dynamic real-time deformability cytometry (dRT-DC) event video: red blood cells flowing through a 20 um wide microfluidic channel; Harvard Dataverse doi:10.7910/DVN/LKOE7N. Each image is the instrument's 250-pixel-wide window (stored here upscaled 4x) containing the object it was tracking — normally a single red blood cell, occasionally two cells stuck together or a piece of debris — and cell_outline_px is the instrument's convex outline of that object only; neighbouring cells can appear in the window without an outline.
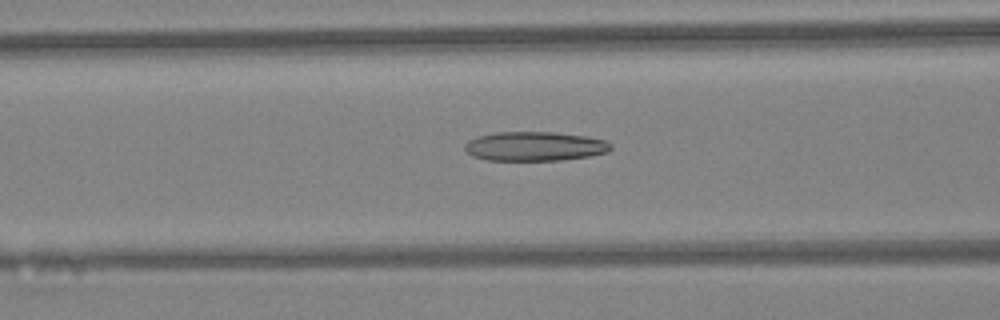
{"species": "Egyptian fruit bat (a non-hibernating species)", "species_latin": "Rousettus aegyptiacus", "temperature_condition": "warm", "stored_images_in_passage": 32, "camera_frame_rate_fps": 3000, "um_per_image_px": 0.085, "animal": {"sex": "female"}, "frame": {"image": 1, "passage_image": 10, "time_ms": 3.0, "image_size_px": [1000, 320], "cell_outline_px": [[612, 148], [608, 152], [588, 156], [560, 160], [488, 160], [472, 156], [464, 148], [464, 144], [468, 140], [476, 136], [496, 132], [556, 132], [588, 136], [608, 140], [612, 144]], "centroid_in_image_um": [45.47, 12.42], "position_along_channel_um": 121.1, "area_um2": 25.14}}
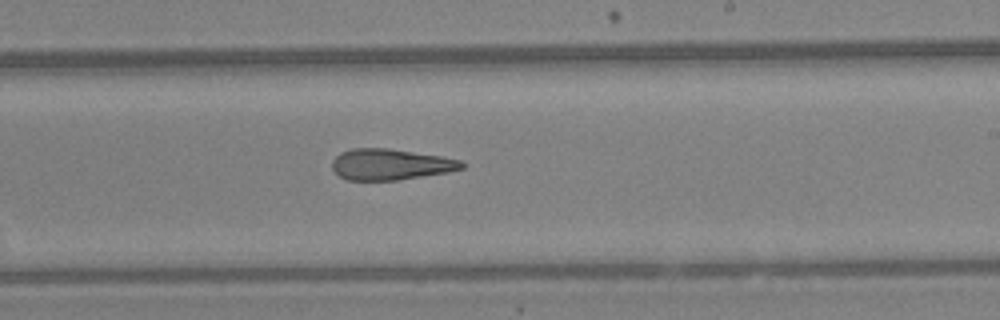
{"frame": {"image": 2, "passage_image": 19, "time_ms": 6.0, "image_size_px": [1000, 320], "cell_outline_px": [[464, 168], [448, 172], [396, 180], [348, 180], [340, 176], [332, 168], [332, 160], [340, 152], [352, 148], [388, 148], [440, 156], [460, 160], [464, 164]], "centroid_in_image_um": [33.17, 13.97], "position_along_channel_um": 255.8, "area_um2": 23.29}}
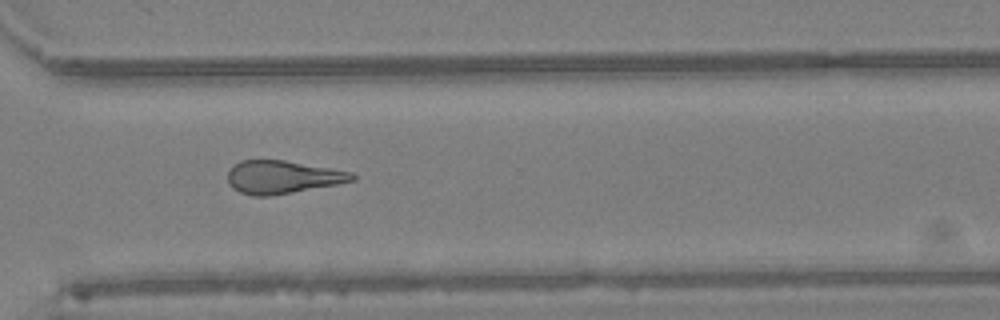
{"frame": {"image": 3, "passage_image": 25, "time_ms": 8.0, "image_size_px": [1000, 320], "cell_outline_px": [[356, 180], [336, 184], [292, 192], [268, 196], [252, 196], [240, 192], [232, 188], [228, 184], [228, 172], [240, 160], [284, 160], [352, 172], [356, 176]], "centroid_in_image_um": [23.99, 15.05], "position_along_channel_um": 346.6, "area_um2": 23.7}, "authors_computed_cell_mechanics": {"area_um2": 24.9407, "velocity_mm_per_s": 4.5266, "shape_relaxation_time_tau1_ms": null, "shape_relaxation_time_tau2_ms": 5.6428, "deformation_change_tau1": null, "deformation_change_tau2": 0.2152}}